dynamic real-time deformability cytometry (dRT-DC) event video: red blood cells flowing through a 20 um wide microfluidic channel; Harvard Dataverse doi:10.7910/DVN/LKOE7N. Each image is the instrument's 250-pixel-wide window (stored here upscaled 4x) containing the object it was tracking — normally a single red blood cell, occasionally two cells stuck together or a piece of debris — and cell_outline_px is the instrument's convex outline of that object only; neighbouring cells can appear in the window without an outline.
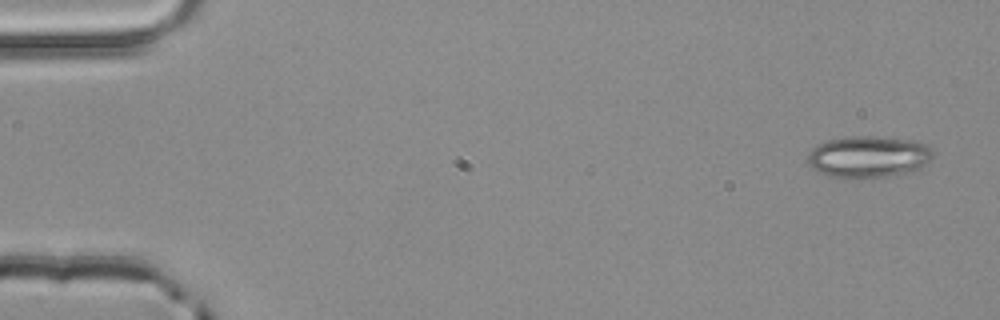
{"species": "common noctule bat (a hibernating species)", "species_latin": "Nyctalus noctula", "temperature_condition": "room temperature", "stored_images_in_passage": 5, "camera_frame_rate_fps": 3000, "um_per_image_px": 0.085, "animal": {"sex": "male", "body_mass_g": 20.4}, "frame": {"image": 1, "passage_image": 1, "time_ms": 0.0, "image_size_px": [1000, 320], "cell_outline_px": [[932, 156], [916, 172], [888, 176], [856, 180], [828, 176], [812, 168], [808, 164], [808, 156], [812, 148], [816, 144], [824, 140], [844, 136], [876, 136], [916, 140], [932, 148]], "centroid_in_image_um": [73.79, 13.33], "position_along_channel_um": 11.2, "area_um2": 31.27}}
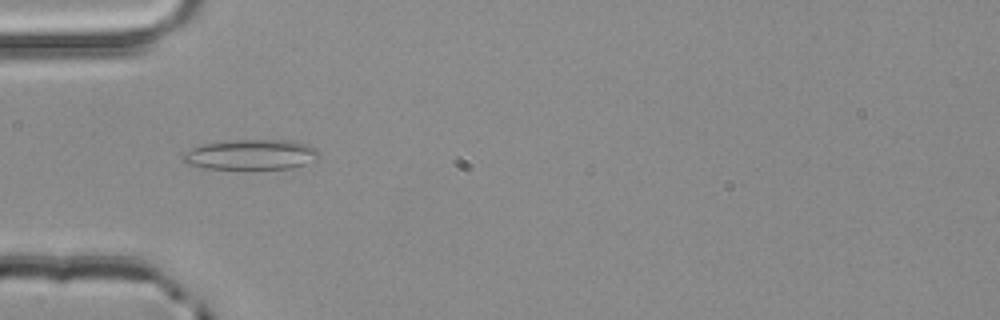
{"frame": {"image": 2, "passage_image": 4, "time_ms": 1.0, "image_size_px": [1000, 320], "cell_outline_px": [[320, 156], [316, 160], [292, 168], [204, 168], [188, 164], [184, 160], [184, 152], [192, 148], [204, 144], [232, 140], [288, 140], [308, 144], [316, 148], [320, 152]], "centroid_in_image_um": [21.4, 13.13], "position_along_channel_um": 63.6, "area_um2": 23.7}}
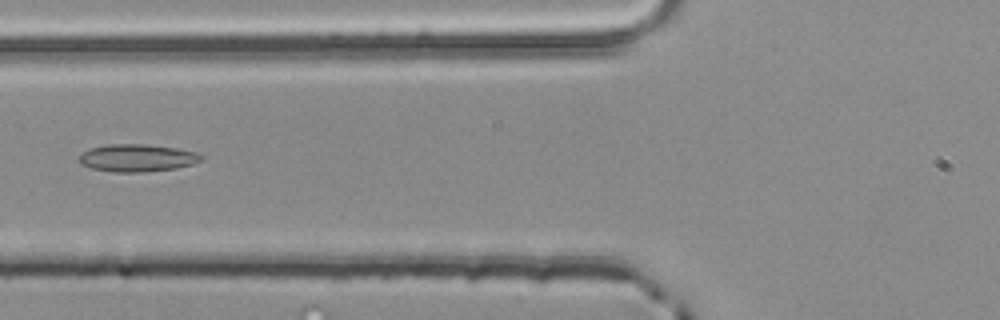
{"frame": {"image": 3, "passage_image": 5, "time_ms": 1.333, "image_size_px": [1000, 320], "cell_outline_px": [[200, 160], [192, 164], [176, 168], [144, 172], [116, 172], [92, 168], [80, 164], [80, 156], [88, 148], [108, 144], [144, 144], [176, 148], [196, 152], [200, 156]], "centroid_in_image_um": [11.62, 13.42], "position_along_channel_um": 114.2, "area_um2": 19.31}}